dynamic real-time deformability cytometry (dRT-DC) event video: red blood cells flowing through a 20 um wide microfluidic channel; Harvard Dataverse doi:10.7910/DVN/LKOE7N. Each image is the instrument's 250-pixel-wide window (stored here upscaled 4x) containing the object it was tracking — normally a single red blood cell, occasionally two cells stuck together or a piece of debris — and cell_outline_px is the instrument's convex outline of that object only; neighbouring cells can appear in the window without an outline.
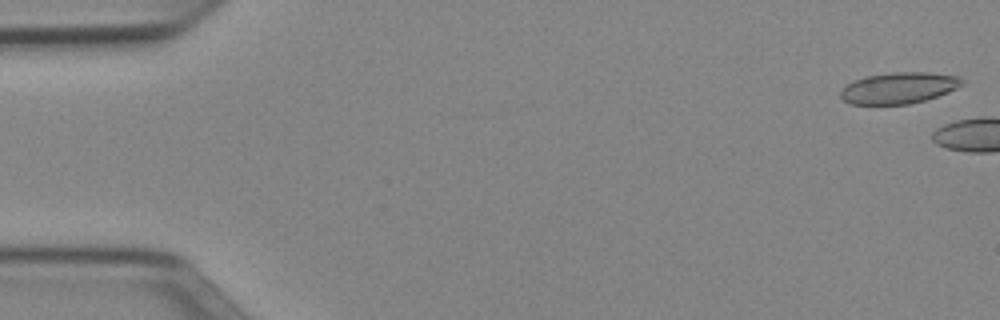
{"species": "Egyptian fruit bat (a non-hibernating species)", "species_latin": "Rousettus aegyptiacus", "temperature_condition": "cold", "stored_images_in_passage": 4, "camera_frame_rate_fps": 3000, "um_per_image_px": 0.085, "animal": {"sex": "female"}, "frame": {"image": 1, "passage_image": 1, "time_ms": 0.0, "image_size_px": [1000, 320], "cell_outline_px": [[964, 84], [948, 92], [924, 100], [908, 104], [852, 104], [844, 100], [840, 96], [840, 92], [848, 84], [864, 76], [896, 72], [932, 72], [960, 76], [964, 80]], "centroid_in_image_um": [76.45, 7.46], "position_along_channel_um": 8.6, "area_um2": 22.02}}